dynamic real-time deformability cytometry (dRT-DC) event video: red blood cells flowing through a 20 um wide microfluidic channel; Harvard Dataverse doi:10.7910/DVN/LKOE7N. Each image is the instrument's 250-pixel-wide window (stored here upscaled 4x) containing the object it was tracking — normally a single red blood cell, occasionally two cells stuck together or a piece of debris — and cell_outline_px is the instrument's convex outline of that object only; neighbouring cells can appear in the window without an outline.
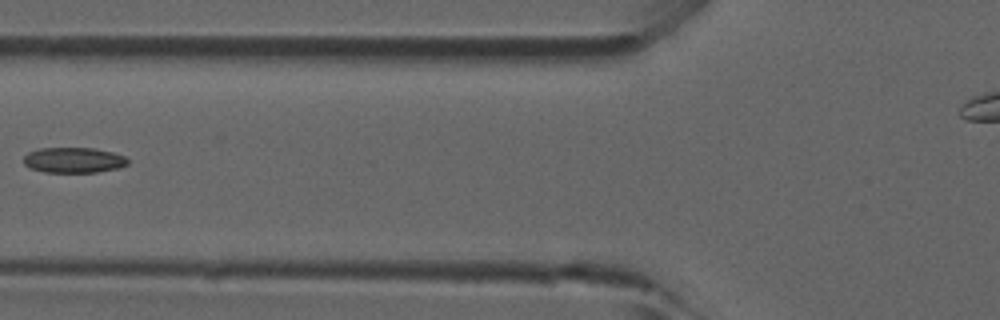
{"species": "common noctule bat (a hibernating species)", "species_latin": "Nyctalus noctula", "temperature_condition": "room temperature", "stored_images_in_passage": 6, "camera_frame_rate_fps": 3000, "um_per_image_px": 0.085, "animal": {"sex": "male", "forearm_length_mm": 52.5}, "frame": {"image": 1, "passage_image": 6, "time_ms": 1.667, "image_size_px": [1000, 320], "cell_outline_px": [[128, 164], [116, 168], [96, 172], [44, 172], [28, 168], [24, 164], [24, 156], [28, 152], [40, 148], [92, 148], [112, 152], [124, 156], [128, 160]], "centroid_in_image_um": [6.22, 13.61], "position_along_channel_um": 119.6, "area_um2": 15.37}}